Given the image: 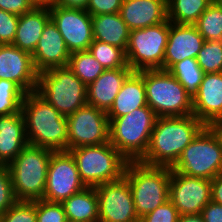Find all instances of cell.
<instances>
[{
  "label": "cell",
  "instance_id": "obj_1",
  "mask_svg": "<svg viewBox=\"0 0 222 222\" xmlns=\"http://www.w3.org/2000/svg\"><path fill=\"white\" fill-rule=\"evenodd\" d=\"M205 125L193 114L183 117H158L148 149L139 162L172 168L183 150Z\"/></svg>",
  "mask_w": 222,
  "mask_h": 222
},
{
  "label": "cell",
  "instance_id": "obj_2",
  "mask_svg": "<svg viewBox=\"0 0 222 222\" xmlns=\"http://www.w3.org/2000/svg\"><path fill=\"white\" fill-rule=\"evenodd\" d=\"M21 112L28 143L53 151H67V118L36 91L26 93Z\"/></svg>",
  "mask_w": 222,
  "mask_h": 222
},
{
  "label": "cell",
  "instance_id": "obj_3",
  "mask_svg": "<svg viewBox=\"0 0 222 222\" xmlns=\"http://www.w3.org/2000/svg\"><path fill=\"white\" fill-rule=\"evenodd\" d=\"M123 177L129 183L139 219L169 200L170 167L128 161Z\"/></svg>",
  "mask_w": 222,
  "mask_h": 222
},
{
  "label": "cell",
  "instance_id": "obj_4",
  "mask_svg": "<svg viewBox=\"0 0 222 222\" xmlns=\"http://www.w3.org/2000/svg\"><path fill=\"white\" fill-rule=\"evenodd\" d=\"M157 115L148 106L109 119V142L128 160L139 161L146 153Z\"/></svg>",
  "mask_w": 222,
  "mask_h": 222
},
{
  "label": "cell",
  "instance_id": "obj_5",
  "mask_svg": "<svg viewBox=\"0 0 222 222\" xmlns=\"http://www.w3.org/2000/svg\"><path fill=\"white\" fill-rule=\"evenodd\" d=\"M52 153L53 150L28 144L7 165L17 201L43 199Z\"/></svg>",
  "mask_w": 222,
  "mask_h": 222
},
{
  "label": "cell",
  "instance_id": "obj_6",
  "mask_svg": "<svg viewBox=\"0 0 222 222\" xmlns=\"http://www.w3.org/2000/svg\"><path fill=\"white\" fill-rule=\"evenodd\" d=\"M144 80L147 105L157 117H183L193 114L192 97L167 70L138 72Z\"/></svg>",
  "mask_w": 222,
  "mask_h": 222
},
{
  "label": "cell",
  "instance_id": "obj_7",
  "mask_svg": "<svg viewBox=\"0 0 222 222\" xmlns=\"http://www.w3.org/2000/svg\"><path fill=\"white\" fill-rule=\"evenodd\" d=\"M86 187L120 180L128 160L110 143L68 150Z\"/></svg>",
  "mask_w": 222,
  "mask_h": 222
},
{
  "label": "cell",
  "instance_id": "obj_8",
  "mask_svg": "<svg viewBox=\"0 0 222 222\" xmlns=\"http://www.w3.org/2000/svg\"><path fill=\"white\" fill-rule=\"evenodd\" d=\"M36 92L64 116L87 104V86L67 66L39 72Z\"/></svg>",
  "mask_w": 222,
  "mask_h": 222
},
{
  "label": "cell",
  "instance_id": "obj_9",
  "mask_svg": "<svg viewBox=\"0 0 222 222\" xmlns=\"http://www.w3.org/2000/svg\"><path fill=\"white\" fill-rule=\"evenodd\" d=\"M171 169L208 180L222 173V145L214 130L205 126L183 150Z\"/></svg>",
  "mask_w": 222,
  "mask_h": 222
},
{
  "label": "cell",
  "instance_id": "obj_10",
  "mask_svg": "<svg viewBox=\"0 0 222 222\" xmlns=\"http://www.w3.org/2000/svg\"><path fill=\"white\" fill-rule=\"evenodd\" d=\"M170 21L130 31L126 48L128 66L133 72L162 69L168 43Z\"/></svg>",
  "mask_w": 222,
  "mask_h": 222
},
{
  "label": "cell",
  "instance_id": "obj_11",
  "mask_svg": "<svg viewBox=\"0 0 222 222\" xmlns=\"http://www.w3.org/2000/svg\"><path fill=\"white\" fill-rule=\"evenodd\" d=\"M66 118L67 151L81 146L109 142V119L103 110L86 104Z\"/></svg>",
  "mask_w": 222,
  "mask_h": 222
},
{
  "label": "cell",
  "instance_id": "obj_12",
  "mask_svg": "<svg viewBox=\"0 0 222 222\" xmlns=\"http://www.w3.org/2000/svg\"><path fill=\"white\" fill-rule=\"evenodd\" d=\"M85 188L71 153L53 151L48 165L43 199L50 202H62Z\"/></svg>",
  "mask_w": 222,
  "mask_h": 222
},
{
  "label": "cell",
  "instance_id": "obj_13",
  "mask_svg": "<svg viewBox=\"0 0 222 222\" xmlns=\"http://www.w3.org/2000/svg\"><path fill=\"white\" fill-rule=\"evenodd\" d=\"M49 12L70 53L89 49L94 38L91 15L85 9L51 5Z\"/></svg>",
  "mask_w": 222,
  "mask_h": 222
},
{
  "label": "cell",
  "instance_id": "obj_14",
  "mask_svg": "<svg viewBox=\"0 0 222 222\" xmlns=\"http://www.w3.org/2000/svg\"><path fill=\"white\" fill-rule=\"evenodd\" d=\"M99 222H140L128 181L122 177L96 186Z\"/></svg>",
  "mask_w": 222,
  "mask_h": 222
},
{
  "label": "cell",
  "instance_id": "obj_15",
  "mask_svg": "<svg viewBox=\"0 0 222 222\" xmlns=\"http://www.w3.org/2000/svg\"><path fill=\"white\" fill-rule=\"evenodd\" d=\"M169 200L179 215L200 214L211 201V180L188 176L171 169Z\"/></svg>",
  "mask_w": 222,
  "mask_h": 222
},
{
  "label": "cell",
  "instance_id": "obj_16",
  "mask_svg": "<svg viewBox=\"0 0 222 222\" xmlns=\"http://www.w3.org/2000/svg\"><path fill=\"white\" fill-rule=\"evenodd\" d=\"M38 76L32 54L13 44L0 45V79L15 82L29 93L36 91Z\"/></svg>",
  "mask_w": 222,
  "mask_h": 222
},
{
  "label": "cell",
  "instance_id": "obj_17",
  "mask_svg": "<svg viewBox=\"0 0 222 222\" xmlns=\"http://www.w3.org/2000/svg\"><path fill=\"white\" fill-rule=\"evenodd\" d=\"M205 39L194 25L170 22L168 43L165 48L163 70L186 58L196 59Z\"/></svg>",
  "mask_w": 222,
  "mask_h": 222
},
{
  "label": "cell",
  "instance_id": "obj_18",
  "mask_svg": "<svg viewBox=\"0 0 222 222\" xmlns=\"http://www.w3.org/2000/svg\"><path fill=\"white\" fill-rule=\"evenodd\" d=\"M192 106L193 115L205 126L222 120V72L204 74Z\"/></svg>",
  "mask_w": 222,
  "mask_h": 222
},
{
  "label": "cell",
  "instance_id": "obj_19",
  "mask_svg": "<svg viewBox=\"0 0 222 222\" xmlns=\"http://www.w3.org/2000/svg\"><path fill=\"white\" fill-rule=\"evenodd\" d=\"M70 54L57 26L50 20L32 54L36 70L42 72L55 67H65Z\"/></svg>",
  "mask_w": 222,
  "mask_h": 222
},
{
  "label": "cell",
  "instance_id": "obj_20",
  "mask_svg": "<svg viewBox=\"0 0 222 222\" xmlns=\"http://www.w3.org/2000/svg\"><path fill=\"white\" fill-rule=\"evenodd\" d=\"M119 13L130 31L154 26L168 19L167 0H123Z\"/></svg>",
  "mask_w": 222,
  "mask_h": 222
},
{
  "label": "cell",
  "instance_id": "obj_21",
  "mask_svg": "<svg viewBox=\"0 0 222 222\" xmlns=\"http://www.w3.org/2000/svg\"><path fill=\"white\" fill-rule=\"evenodd\" d=\"M132 72L131 68L105 70L87 86V104L107 113L112 107L123 82Z\"/></svg>",
  "mask_w": 222,
  "mask_h": 222
},
{
  "label": "cell",
  "instance_id": "obj_22",
  "mask_svg": "<svg viewBox=\"0 0 222 222\" xmlns=\"http://www.w3.org/2000/svg\"><path fill=\"white\" fill-rule=\"evenodd\" d=\"M28 144L22 112L0 116V164L8 165Z\"/></svg>",
  "mask_w": 222,
  "mask_h": 222
},
{
  "label": "cell",
  "instance_id": "obj_23",
  "mask_svg": "<svg viewBox=\"0 0 222 222\" xmlns=\"http://www.w3.org/2000/svg\"><path fill=\"white\" fill-rule=\"evenodd\" d=\"M51 20L49 7H34L30 12L19 16L13 45L19 49L34 53L46 24Z\"/></svg>",
  "mask_w": 222,
  "mask_h": 222
},
{
  "label": "cell",
  "instance_id": "obj_24",
  "mask_svg": "<svg viewBox=\"0 0 222 222\" xmlns=\"http://www.w3.org/2000/svg\"><path fill=\"white\" fill-rule=\"evenodd\" d=\"M146 105V88L143 77L138 72H132L123 82L112 107L107 112V117H121Z\"/></svg>",
  "mask_w": 222,
  "mask_h": 222
},
{
  "label": "cell",
  "instance_id": "obj_25",
  "mask_svg": "<svg viewBox=\"0 0 222 222\" xmlns=\"http://www.w3.org/2000/svg\"><path fill=\"white\" fill-rule=\"evenodd\" d=\"M94 40L117 46L126 51L130 30L120 13L91 16Z\"/></svg>",
  "mask_w": 222,
  "mask_h": 222
},
{
  "label": "cell",
  "instance_id": "obj_26",
  "mask_svg": "<svg viewBox=\"0 0 222 222\" xmlns=\"http://www.w3.org/2000/svg\"><path fill=\"white\" fill-rule=\"evenodd\" d=\"M67 221L99 222L98 199L95 187H86L61 202Z\"/></svg>",
  "mask_w": 222,
  "mask_h": 222
},
{
  "label": "cell",
  "instance_id": "obj_27",
  "mask_svg": "<svg viewBox=\"0 0 222 222\" xmlns=\"http://www.w3.org/2000/svg\"><path fill=\"white\" fill-rule=\"evenodd\" d=\"M212 0H167V18L171 23L193 25Z\"/></svg>",
  "mask_w": 222,
  "mask_h": 222
},
{
  "label": "cell",
  "instance_id": "obj_28",
  "mask_svg": "<svg viewBox=\"0 0 222 222\" xmlns=\"http://www.w3.org/2000/svg\"><path fill=\"white\" fill-rule=\"evenodd\" d=\"M67 67L86 86L94 82L105 71L88 50L71 53Z\"/></svg>",
  "mask_w": 222,
  "mask_h": 222
},
{
  "label": "cell",
  "instance_id": "obj_29",
  "mask_svg": "<svg viewBox=\"0 0 222 222\" xmlns=\"http://www.w3.org/2000/svg\"><path fill=\"white\" fill-rule=\"evenodd\" d=\"M168 71L186 89L191 97L198 91L205 74L197 63V59L194 58H186L174 64Z\"/></svg>",
  "mask_w": 222,
  "mask_h": 222
},
{
  "label": "cell",
  "instance_id": "obj_30",
  "mask_svg": "<svg viewBox=\"0 0 222 222\" xmlns=\"http://www.w3.org/2000/svg\"><path fill=\"white\" fill-rule=\"evenodd\" d=\"M88 51L107 69L130 68L127 64L126 53L122 48L93 40Z\"/></svg>",
  "mask_w": 222,
  "mask_h": 222
},
{
  "label": "cell",
  "instance_id": "obj_31",
  "mask_svg": "<svg viewBox=\"0 0 222 222\" xmlns=\"http://www.w3.org/2000/svg\"><path fill=\"white\" fill-rule=\"evenodd\" d=\"M193 25L205 40H222V8L212 2Z\"/></svg>",
  "mask_w": 222,
  "mask_h": 222
},
{
  "label": "cell",
  "instance_id": "obj_32",
  "mask_svg": "<svg viewBox=\"0 0 222 222\" xmlns=\"http://www.w3.org/2000/svg\"><path fill=\"white\" fill-rule=\"evenodd\" d=\"M25 95L15 82L0 79V116L21 112Z\"/></svg>",
  "mask_w": 222,
  "mask_h": 222
},
{
  "label": "cell",
  "instance_id": "obj_33",
  "mask_svg": "<svg viewBox=\"0 0 222 222\" xmlns=\"http://www.w3.org/2000/svg\"><path fill=\"white\" fill-rule=\"evenodd\" d=\"M196 59L204 73L222 72V40H205Z\"/></svg>",
  "mask_w": 222,
  "mask_h": 222
},
{
  "label": "cell",
  "instance_id": "obj_34",
  "mask_svg": "<svg viewBox=\"0 0 222 222\" xmlns=\"http://www.w3.org/2000/svg\"><path fill=\"white\" fill-rule=\"evenodd\" d=\"M0 222H37L36 200L16 201L4 214Z\"/></svg>",
  "mask_w": 222,
  "mask_h": 222
},
{
  "label": "cell",
  "instance_id": "obj_35",
  "mask_svg": "<svg viewBox=\"0 0 222 222\" xmlns=\"http://www.w3.org/2000/svg\"><path fill=\"white\" fill-rule=\"evenodd\" d=\"M37 222H66V214L61 202L36 200Z\"/></svg>",
  "mask_w": 222,
  "mask_h": 222
},
{
  "label": "cell",
  "instance_id": "obj_36",
  "mask_svg": "<svg viewBox=\"0 0 222 222\" xmlns=\"http://www.w3.org/2000/svg\"><path fill=\"white\" fill-rule=\"evenodd\" d=\"M16 201L9 169L7 165L0 164V215L4 214Z\"/></svg>",
  "mask_w": 222,
  "mask_h": 222
},
{
  "label": "cell",
  "instance_id": "obj_37",
  "mask_svg": "<svg viewBox=\"0 0 222 222\" xmlns=\"http://www.w3.org/2000/svg\"><path fill=\"white\" fill-rule=\"evenodd\" d=\"M19 16L0 9V45L12 44Z\"/></svg>",
  "mask_w": 222,
  "mask_h": 222
},
{
  "label": "cell",
  "instance_id": "obj_38",
  "mask_svg": "<svg viewBox=\"0 0 222 222\" xmlns=\"http://www.w3.org/2000/svg\"><path fill=\"white\" fill-rule=\"evenodd\" d=\"M179 213L170 200L146 214L140 222H178Z\"/></svg>",
  "mask_w": 222,
  "mask_h": 222
},
{
  "label": "cell",
  "instance_id": "obj_39",
  "mask_svg": "<svg viewBox=\"0 0 222 222\" xmlns=\"http://www.w3.org/2000/svg\"><path fill=\"white\" fill-rule=\"evenodd\" d=\"M123 0H89L86 11L91 15L119 13Z\"/></svg>",
  "mask_w": 222,
  "mask_h": 222
},
{
  "label": "cell",
  "instance_id": "obj_40",
  "mask_svg": "<svg viewBox=\"0 0 222 222\" xmlns=\"http://www.w3.org/2000/svg\"><path fill=\"white\" fill-rule=\"evenodd\" d=\"M33 8L28 0H0V9L18 16L30 12Z\"/></svg>",
  "mask_w": 222,
  "mask_h": 222
},
{
  "label": "cell",
  "instance_id": "obj_41",
  "mask_svg": "<svg viewBox=\"0 0 222 222\" xmlns=\"http://www.w3.org/2000/svg\"><path fill=\"white\" fill-rule=\"evenodd\" d=\"M204 222H222V205L210 201L201 211Z\"/></svg>",
  "mask_w": 222,
  "mask_h": 222
},
{
  "label": "cell",
  "instance_id": "obj_42",
  "mask_svg": "<svg viewBox=\"0 0 222 222\" xmlns=\"http://www.w3.org/2000/svg\"><path fill=\"white\" fill-rule=\"evenodd\" d=\"M211 201L222 205V173L211 180Z\"/></svg>",
  "mask_w": 222,
  "mask_h": 222
},
{
  "label": "cell",
  "instance_id": "obj_43",
  "mask_svg": "<svg viewBox=\"0 0 222 222\" xmlns=\"http://www.w3.org/2000/svg\"><path fill=\"white\" fill-rule=\"evenodd\" d=\"M89 0H53L52 5L67 7V8H79L85 9Z\"/></svg>",
  "mask_w": 222,
  "mask_h": 222
},
{
  "label": "cell",
  "instance_id": "obj_44",
  "mask_svg": "<svg viewBox=\"0 0 222 222\" xmlns=\"http://www.w3.org/2000/svg\"><path fill=\"white\" fill-rule=\"evenodd\" d=\"M178 222H204L201 214L179 215Z\"/></svg>",
  "mask_w": 222,
  "mask_h": 222
},
{
  "label": "cell",
  "instance_id": "obj_45",
  "mask_svg": "<svg viewBox=\"0 0 222 222\" xmlns=\"http://www.w3.org/2000/svg\"><path fill=\"white\" fill-rule=\"evenodd\" d=\"M210 127L214 130V132L217 134L221 145H222V120H219L217 122H214L210 125Z\"/></svg>",
  "mask_w": 222,
  "mask_h": 222
},
{
  "label": "cell",
  "instance_id": "obj_46",
  "mask_svg": "<svg viewBox=\"0 0 222 222\" xmlns=\"http://www.w3.org/2000/svg\"><path fill=\"white\" fill-rule=\"evenodd\" d=\"M33 7H50L53 0H28Z\"/></svg>",
  "mask_w": 222,
  "mask_h": 222
},
{
  "label": "cell",
  "instance_id": "obj_47",
  "mask_svg": "<svg viewBox=\"0 0 222 222\" xmlns=\"http://www.w3.org/2000/svg\"><path fill=\"white\" fill-rule=\"evenodd\" d=\"M218 7L222 8V0H212Z\"/></svg>",
  "mask_w": 222,
  "mask_h": 222
}]
</instances>
